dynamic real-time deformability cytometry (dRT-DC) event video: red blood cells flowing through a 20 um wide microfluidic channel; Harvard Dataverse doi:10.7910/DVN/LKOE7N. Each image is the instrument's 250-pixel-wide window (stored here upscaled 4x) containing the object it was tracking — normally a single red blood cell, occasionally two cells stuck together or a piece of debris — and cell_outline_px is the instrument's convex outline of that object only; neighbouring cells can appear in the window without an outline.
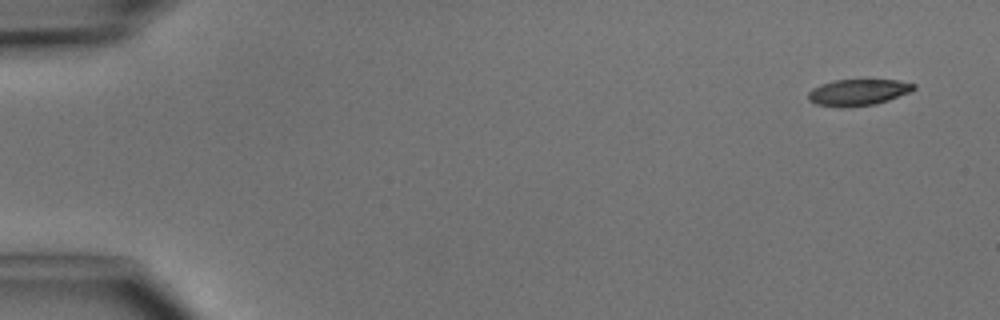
{"species": "common noctule bat (a hibernating species)", "species_latin": "Nyctalus noctula", "temperature_condition": "cold", "stored_images_in_passage": 8, "camera_frame_rate_fps": 3000, "um_per_image_px": 0.085, "animal": {"sex": "male", "body_mass_g": 15.6}, "frame": {"image": 1, "passage_image": 1, "time_ms": 0.0, "image_size_px": [1000, 320], "cell_outline_px": [[916, 88], [908, 92], [888, 100], [876, 104], [840, 108], [816, 104], [808, 100], [808, 92], [812, 88], [820, 84], [836, 80], [896, 80], [916, 84]], "centroid_in_image_um": [72.89, 7.85], "position_along_channel_um": 12.1, "area_um2": 16.18}}
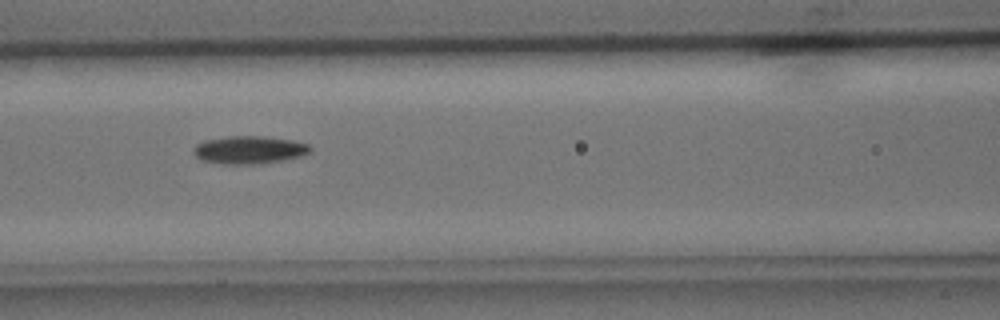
{"frame": {"image": 2, "passage_image": 6, "time_ms": 6.333, "image_size_px": [1000, 320], "cell_outline_px": [[312, 148], [308, 152], [300, 156], [284, 160], [256, 164], [224, 164], [200, 160], [192, 152], [192, 148], [196, 144], [204, 140], [228, 136], [264, 136], [292, 140], [308, 144]], "centroid_in_image_um": [21.13, 12.73], "position_along_channel_um": 145.5, "area_um2": 19.02}}
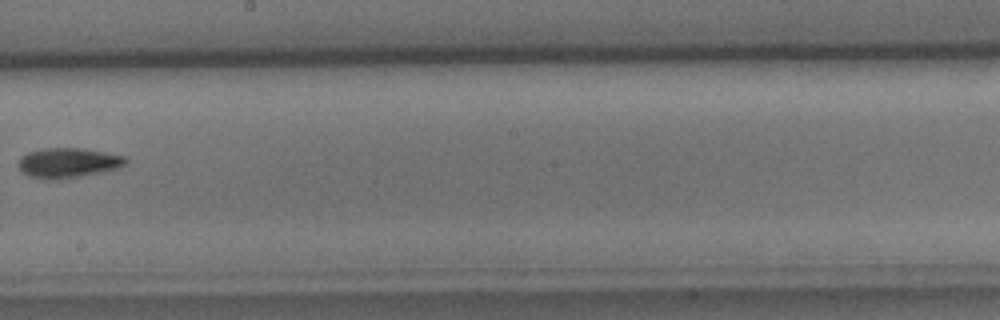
{"frame": {"image": 3, "passage_image": 8, "time_ms": 8.667, "image_size_px": [1000, 320], "cell_outline_px": [[128, 160], [120, 168], [84, 176], [56, 180], [52, 180], [28, 176], [16, 164], [20, 156], [28, 152], [44, 148], [84, 148], [128, 156]], "centroid_in_image_um": [5.81, 13.84], "position_along_channel_um": 242.4, "area_um2": 19.07}}